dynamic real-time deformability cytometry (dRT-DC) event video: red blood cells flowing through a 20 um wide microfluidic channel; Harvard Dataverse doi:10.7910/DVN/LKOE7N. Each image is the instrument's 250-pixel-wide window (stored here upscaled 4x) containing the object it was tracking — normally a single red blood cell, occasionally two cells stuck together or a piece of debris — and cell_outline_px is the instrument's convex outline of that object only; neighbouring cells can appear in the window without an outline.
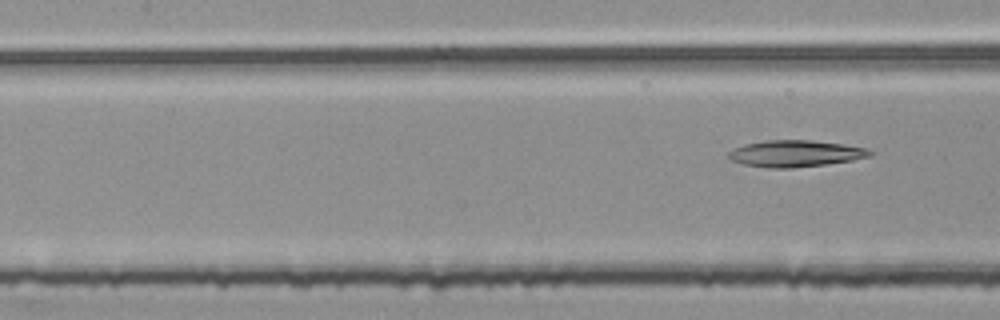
{"species": "common noctule bat (a hibernating species)", "species_latin": "Nyctalus noctula", "temperature_condition": "room temperature", "stored_images_in_passage": 7, "segment_of_instrument_passage": [2, 2], "camera_frame_rate_fps": 3000, "um_per_image_px": 0.085, "animal": {"sex": "female", "body_mass_g": 25.1}, "frame": {"image": 1, "passage_image": 7, "time_ms": 2.0, "image_size_px": [1000, 320], "cell_outline_px": [[876, 152], [872, 156], [852, 160], [824, 164], [792, 168], [768, 168], [744, 164], [732, 160], [728, 156], [728, 152], [744, 144], [764, 140], [812, 140], [844, 144], [872, 148]], "centroid_in_image_um": [67.69, 13.04], "position_along_channel_um": 139.7, "area_um2": 22.08}}